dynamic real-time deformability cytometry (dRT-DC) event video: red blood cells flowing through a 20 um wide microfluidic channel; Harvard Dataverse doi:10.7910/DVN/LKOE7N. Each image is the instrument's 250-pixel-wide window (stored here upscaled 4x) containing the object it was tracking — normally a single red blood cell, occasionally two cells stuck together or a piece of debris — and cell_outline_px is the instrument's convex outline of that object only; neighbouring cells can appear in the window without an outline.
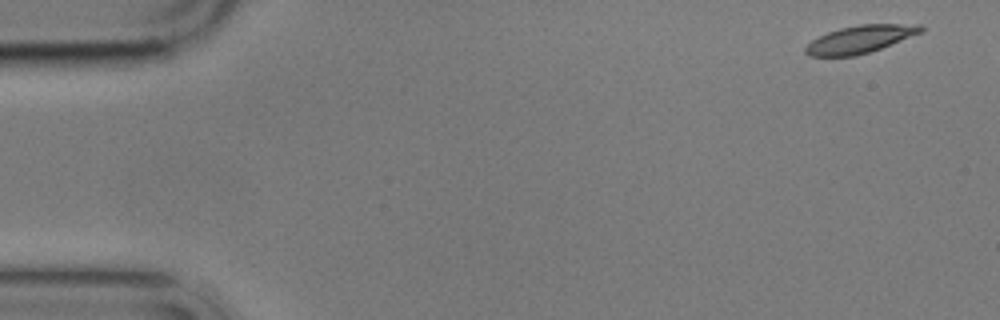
{"species": "common noctule bat (a hibernating species)", "species_latin": "Nyctalus noctula", "temperature_condition": "cold", "stored_images_in_passage": 4, "camera_frame_rate_fps": 3000, "um_per_image_px": 0.085, "animal": {"sex": "male", "body_mass_g": 17.9}, "frame": {"image": 1, "passage_image": 1, "time_ms": 0.0, "image_size_px": [1000, 320], "cell_outline_px": [[924, 32], [880, 48], [856, 56], [812, 56], [804, 52], [804, 48], [812, 40], [828, 32], [840, 28], [860, 24], [924, 24]], "centroid_in_image_um": [73.15, 3.32], "position_along_channel_um": 11.8, "area_um2": 18.5}}